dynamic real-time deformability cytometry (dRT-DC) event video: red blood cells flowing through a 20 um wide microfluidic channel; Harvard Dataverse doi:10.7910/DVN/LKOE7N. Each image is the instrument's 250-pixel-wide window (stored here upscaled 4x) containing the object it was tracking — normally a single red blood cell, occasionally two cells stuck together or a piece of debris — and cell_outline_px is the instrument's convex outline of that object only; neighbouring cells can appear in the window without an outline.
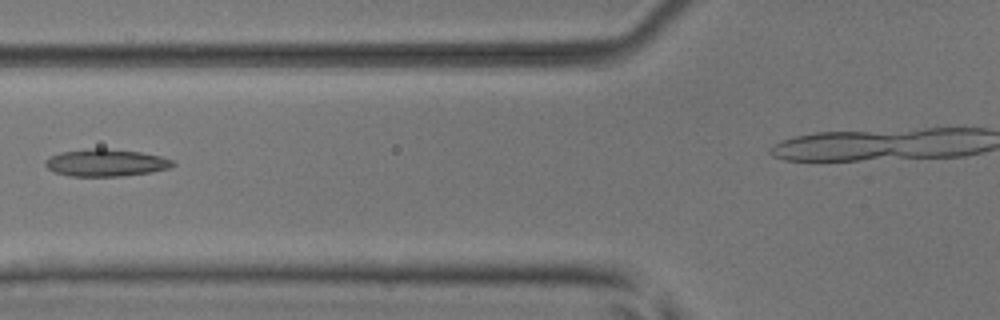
{"species": "common noctule bat (a hibernating species)", "species_latin": "Nyctalus noctula", "temperature_condition": "room temperature", "stored_images_in_passage": 4, "segment_of_instrument_passage": [1, 2], "camera_frame_rate_fps": 3000, "um_per_image_px": 0.085, "animal": {"sex": "male", "body_mass_g": 17.9, "forearm_length_mm": 54.2}, "frame": {"image": 1, "passage_image": 3, "time_ms": 0.667, "image_size_px": [1000, 320], "cell_outline_px": [[176, 164], [168, 168], [148, 172], [120, 176], [68, 176], [56, 172], [48, 168], [44, 164], [44, 160], [48, 156], [60, 152], [96, 148], [104, 148], [140, 152], [160, 156], [172, 160]], "centroid_in_image_um": [8.95, 13.83], "position_along_channel_um": 116.9, "area_um2": 20.06}}